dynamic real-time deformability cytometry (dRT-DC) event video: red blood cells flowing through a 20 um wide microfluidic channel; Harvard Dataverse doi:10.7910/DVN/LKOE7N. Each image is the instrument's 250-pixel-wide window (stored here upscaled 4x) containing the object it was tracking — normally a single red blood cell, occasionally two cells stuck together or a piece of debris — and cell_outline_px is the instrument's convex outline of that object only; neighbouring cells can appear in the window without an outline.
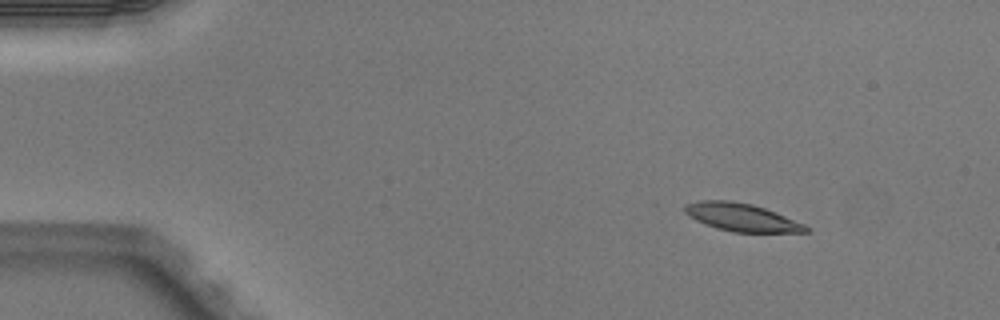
{"species": "Egyptian fruit bat (a non-hibernating species)", "species_latin": "Rousettus aegyptiacus", "temperature_condition": "warm", "stored_images_in_passage": 5, "camera_frame_rate_fps": 3000, "um_per_image_px": 0.085, "animal": {"sex": "male"}, "frame": {"image": 1, "passage_image": 2, "time_ms": 0.333, "image_size_px": [1000, 320], "cell_outline_px": [[812, 228], [808, 232], [732, 232], [716, 228], [704, 224], [688, 216], [684, 212], [684, 204], [700, 200], [732, 200], [752, 204], [776, 212], [804, 224]], "centroid_in_image_um": [63.02, 18.46], "position_along_channel_um": 22.0, "area_um2": 19.83}}
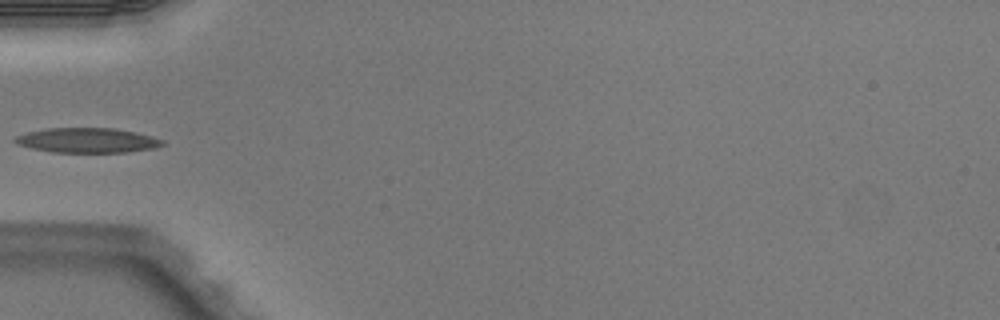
{"frame": {"image": 2, "passage_image": 5, "time_ms": 1.333, "image_size_px": [1000, 320], "cell_outline_px": [[164, 144], [156, 148], [128, 152], [52, 152], [32, 148], [16, 144], [12, 140], [16, 136], [28, 132], [48, 128], [116, 128], [152, 136], [164, 140]], "centroid_in_image_um": [7.43, 11.93], "position_along_channel_um": 77.6, "area_um2": 21.33}}